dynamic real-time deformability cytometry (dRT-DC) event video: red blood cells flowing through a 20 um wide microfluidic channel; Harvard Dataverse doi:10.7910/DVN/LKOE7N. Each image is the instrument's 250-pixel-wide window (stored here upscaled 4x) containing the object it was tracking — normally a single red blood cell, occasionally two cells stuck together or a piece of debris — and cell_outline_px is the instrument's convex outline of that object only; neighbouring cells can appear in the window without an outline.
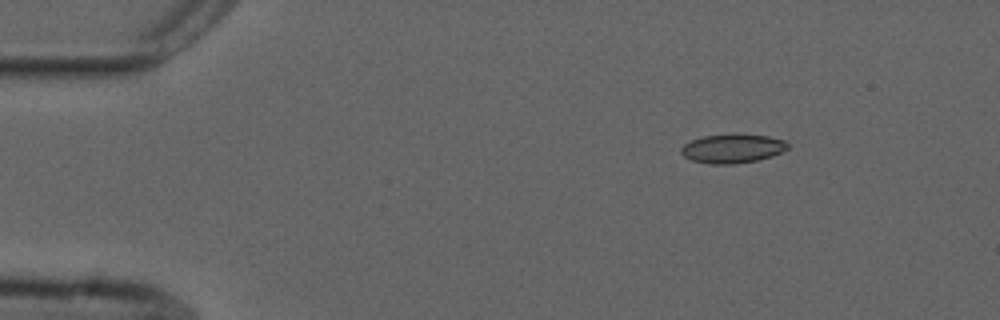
{"species": "common noctule bat (a hibernating species)", "species_latin": "Nyctalus noctula", "temperature_condition": "cold", "stored_images_in_passage": 48, "camera_frame_rate_fps": 3000, "um_per_image_px": 0.085, "animal": {"sex": "male", "forearm_length_mm": 52.5}, "frame": {"image": 1, "passage_image": 1, "time_ms": 0.0, "image_size_px": [1000, 320], "cell_outline_px": [[788, 148], [772, 156], [756, 160], [732, 164], [712, 164], [692, 160], [684, 156], [680, 152], [680, 148], [684, 144], [692, 140], [704, 136], [732, 132], [736, 132], [768, 136], [784, 140], [788, 144]], "centroid_in_image_um": [62.25, 12.59], "position_along_channel_um": 22.8, "area_um2": 18.26}}
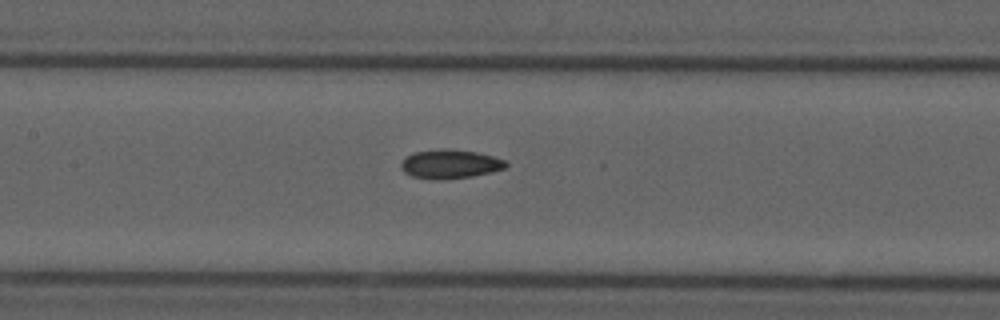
{"frame": {"image": 2, "passage_image": 19, "time_ms": 6.0, "image_size_px": [1000, 320], "cell_outline_px": [[508, 164], [504, 168], [472, 176], [444, 180], [432, 180], [412, 176], [404, 172], [400, 168], [400, 164], [408, 156], [416, 152], [440, 148], [448, 148], [476, 152], [492, 156], [504, 160]], "centroid_in_image_um": [38.22, 13.95], "position_along_channel_um": 169.2, "area_um2": 17.63}}
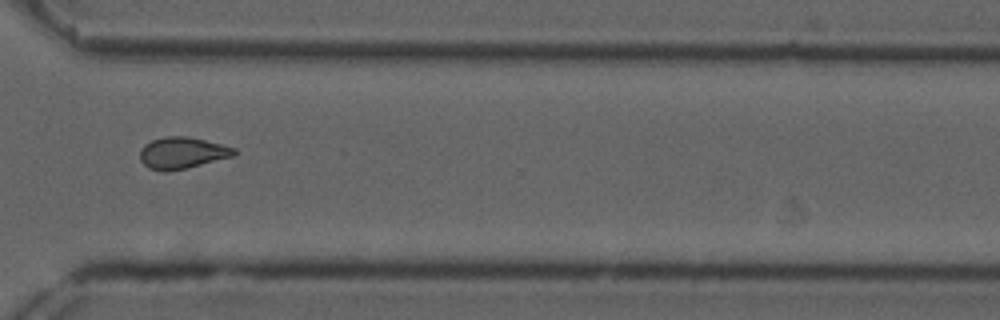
{"frame": {"image": 3, "passage_image": 34, "time_ms": 11.0, "image_size_px": [1000, 320], "cell_outline_px": [[236, 152], [232, 156], [188, 168], [164, 172], [160, 172], [148, 168], [140, 160], [140, 148], [144, 144], [152, 140], [164, 136], [188, 136], [236, 148]], "centroid_in_image_um": [15.43, 13.0], "position_along_channel_um": 355.2, "area_um2": 17.4}, "authors_computed_cell_mechanics": {"area_um2": 17.2822, "velocity_mm_per_s": 3.7247, "shape_relaxation_time_tau1_ms": null, "shape_relaxation_time_tau2_ms": 4.4179, "deformation_change_tau1": null, "deformation_change_tau2": 0.0868}}